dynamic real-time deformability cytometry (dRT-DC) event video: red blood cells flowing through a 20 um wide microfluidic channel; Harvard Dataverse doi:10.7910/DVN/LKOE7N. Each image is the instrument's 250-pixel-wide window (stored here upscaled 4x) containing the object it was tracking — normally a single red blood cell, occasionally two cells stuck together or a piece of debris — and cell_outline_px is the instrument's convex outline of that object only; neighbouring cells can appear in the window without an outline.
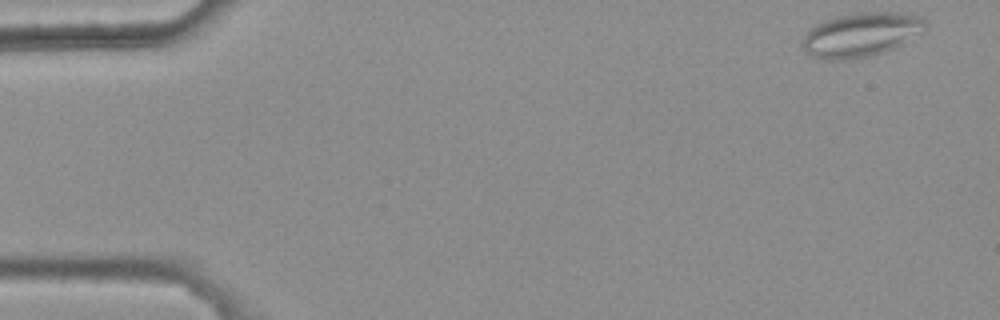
{"species": "common noctule bat (a hibernating species)", "species_latin": "Nyctalus noctula", "temperature_condition": "warm", "stored_images_in_passage": 48, "camera_frame_rate_fps": 3000, "um_per_image_px": 0.085, "animal": {"sex": "female", "body_mass_g": 25.1}, "frame": {"image": 1, "passage_image": 1, "time_ms": 0.0, "image_size_px": [1000, 320], "cell_outline_px": [[928, 28], [896, 48], [884, 52], [844, 60], [828, 60], [812, 56], [800, 44], [804, 32], [808, 28], [824, 20], [836, 16], [860, 12], [900, 12], [920, 16], [928, 24]], "centroid_in_image_um": [73.18, 2.93], "position_along_channel_um": 11.8, "area_um2": 31.91}}
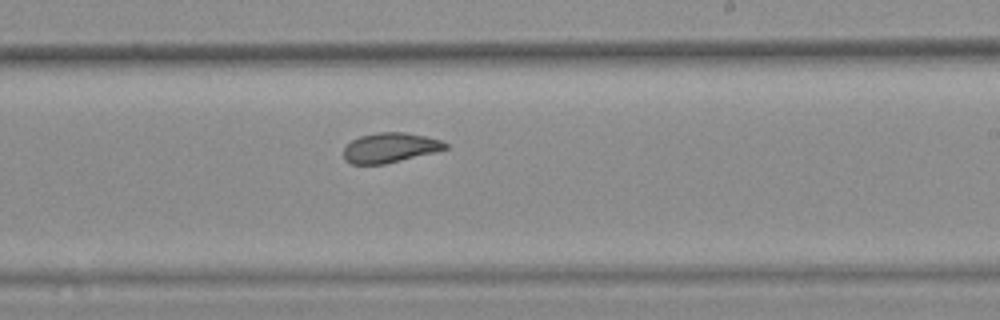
{"frame": {"image": 2, "passage_image": 31, "time_ms": 10.0, "image_size_px": [1000, 320], "cell_outline_px": [[448, 148], [436, 152], [384, 164], [352, 164], [344, 160], [344, 148], [352, 140], [360, 136], [376, 132], [404, 132], [424, 136], [440, 140], [448, 144]], "centroid_in_image_um": [33.15, 12.55], "position_along_channel_um": 255.9, "area_um2": 17.63}}
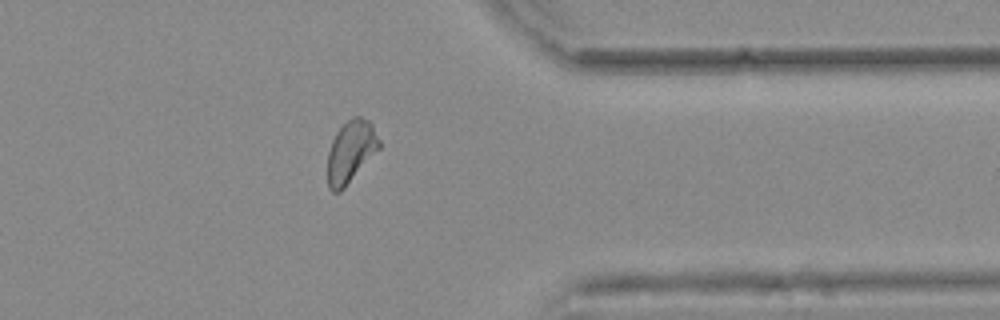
{"frame": {"image": 3, "passage_image": 42, "time_ms": 13.667, "image_size_px": [1000, 320], "cell_outline_px": [[380, 148], [344, 188], [340, 192], [332, 192], [328, 188], [328, 152], [332, 140], [336, 132], [352, 116], [360, 116], [368, 120], [372, 124], [380, 140]], "centroid_in_image_um": [29.82, 12.88], "position_along_channel_um": 381.6, "area_um2": 18.61}, "authors_computed_cell_mechanics": {"area_um2": 18.9584, "velocity_mm_per_s": 3.6992, "shape_relaxation_time_tau1_ms": null, "shape_relaxation_time_tau2_ms": 2.3036, "deformation_change_tau1": null, "deformation_change_tau2": 0.0874}}